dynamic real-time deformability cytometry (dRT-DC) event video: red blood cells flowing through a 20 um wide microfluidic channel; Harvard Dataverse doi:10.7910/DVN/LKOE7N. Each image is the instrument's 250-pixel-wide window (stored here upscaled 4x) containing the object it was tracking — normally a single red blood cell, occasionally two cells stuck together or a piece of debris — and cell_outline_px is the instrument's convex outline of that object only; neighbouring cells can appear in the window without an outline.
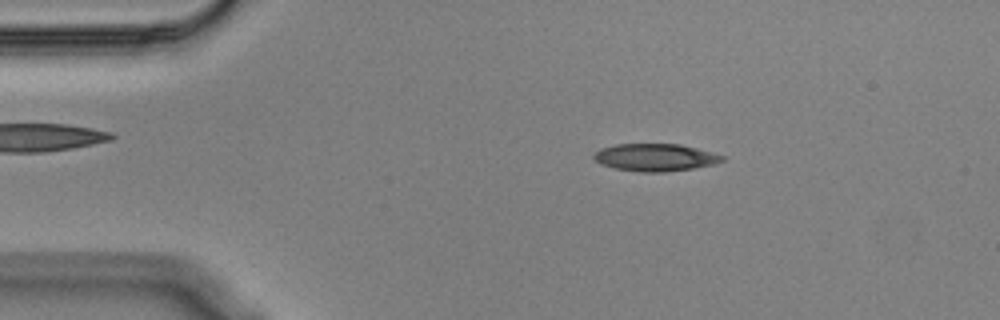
{"species": "Egyptian fruit bat (a non-hibernating species)", "species_latin": "Rousettus aegyptiacus", "temperature_condition": "cold", "stored_images_in_passage": 48, "camera_frame_rate_fps": 3000, "um_per_image_px": 0.085, "animal": {"sex": "male"}, "frame": {"image": 1, "passage_image": 2, "time_ms": 0.333, "image_size_px": [1000, 320], "cell_outline_px": [[724, 160], [712, 164], [692, 168], [664, 172], [640, 172], [616, 168], [600, 164], [592, 156], [600, 148], [616, 144], [680, 144], [712, 152], [724, 156]], "centroid_in_image_um": [55.67, 13.37], "position_along_channel_um": 29.3, "area_um2": 20.35}}
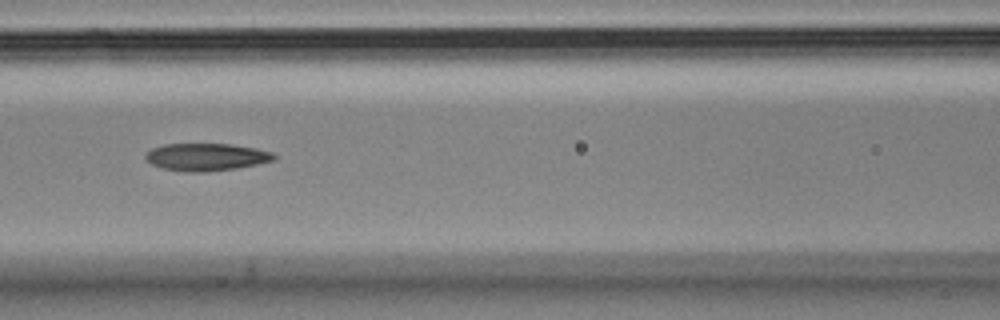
{"frame": {"image": 2, "passage_image": 16, "time_ms": 5.0, "image_size_px": [1000, 320], "cell_outline_px": [[276, 160], [236, 168], [204, 172], [188, 172], [160, 168], [144, 160], [144, 156], [152, 148], [164, 144], [232, 144], [256, 148], [272, 152], [276, 156]], "centroid_in_image_um": [17.52, 13.34], "position_along_channel_um": 149.1, "area_um2": 20.63}}
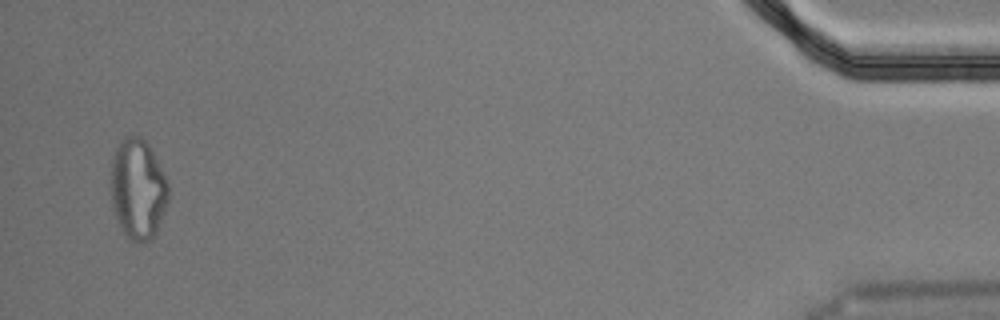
{"frame": {"image": 3, "passage_image": 46, "time_ms": 15.0, "image_size_px": [1000, 320], "cell_outline_px": [[168, 200], [156, 236], [152, 240], [132, 240], [124, 236], [120, 228], [112, 208], [112, 160], [116, 148], [120, 140], [124, 136], [140, 136], [148, 144], [168, 184]], "centroid_in_image_um": [11.72, 16.1], "position_along_channel_um": 423.5, "area_um2": 33.41}, "authors_computed_cell_mechanics": {"area_um2": 21.1837, "velocity_mm_per_s": 3.5879, "shape_relaxation_time_tau1_ms": null, "shape_relaxation_time_tau2_ms": 6.2406, "deformation_change_tau1": null, "deformation_change_tau2": 0.1755}}